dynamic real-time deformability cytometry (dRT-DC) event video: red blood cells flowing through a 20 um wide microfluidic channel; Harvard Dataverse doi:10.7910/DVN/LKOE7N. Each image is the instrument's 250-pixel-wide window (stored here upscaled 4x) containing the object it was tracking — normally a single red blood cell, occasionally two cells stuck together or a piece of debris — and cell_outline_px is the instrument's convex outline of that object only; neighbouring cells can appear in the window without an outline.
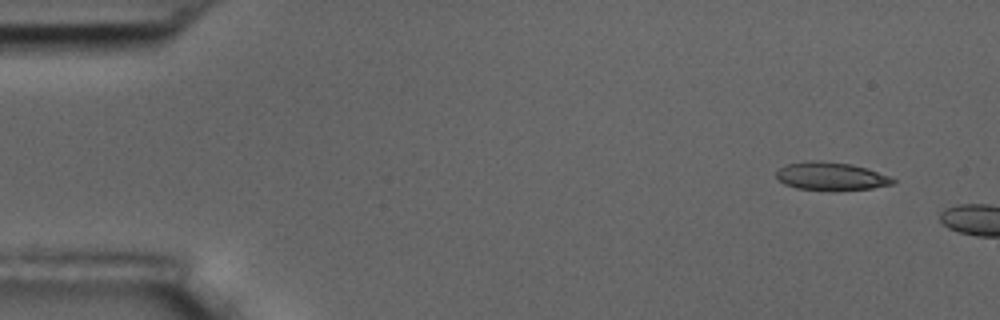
{"species": "common noctule bat (a hibernating species)", "species_latin": "Nyctalus noctula", "temperature_condition": "room temperature", "stored_images_in_passage": 3, "camera_frame_rate_fps": 3000, "um_per_image_px": 0.085, "animal": {"sex": "male", "body_mass_g": 17.5, "forearm_length_mm": 52.3}, "frame": {"image": 1, "passage_image": 1, "time_ms": 0.0, "image_size_px": [1000, 320], "cell_outline_px": [[896, 180], [892, 184], [872, 188], [796, 188], [784, 184], [776, 180], [776, 172], [784, 164], [808, 160], [820, 160], [852, 164], [868, 168], [888, 176]], "centroid_in_image_um": [70.57, 14.92], "position_along_channel_um": 14.4, "area_um2": 18.55}}